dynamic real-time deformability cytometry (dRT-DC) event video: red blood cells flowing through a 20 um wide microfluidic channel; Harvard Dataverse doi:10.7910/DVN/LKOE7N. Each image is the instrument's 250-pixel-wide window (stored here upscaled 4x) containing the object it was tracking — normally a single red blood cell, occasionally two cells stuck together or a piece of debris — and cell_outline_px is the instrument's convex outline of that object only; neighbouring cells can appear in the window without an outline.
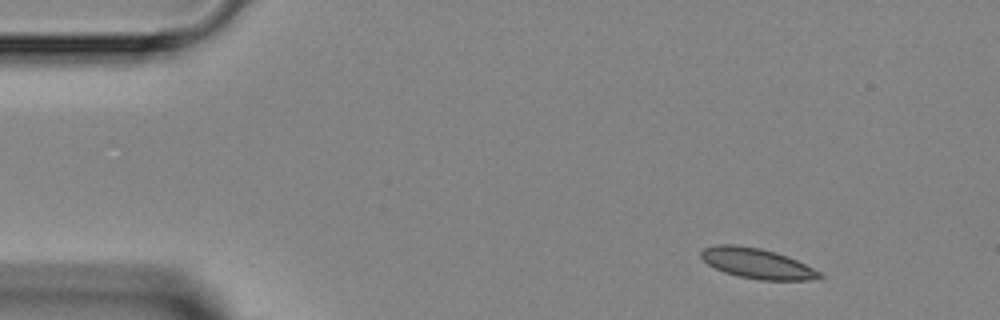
{"species": "Egyptian fruit bat (a non-hibernating species)", "species_latin": "Rousettus aegyptiacus", "temperature_condition": "room temperature", "stored_images_in_passage": 3, "camera_frame_rate_fps": 3000, "um_per_image_px": 0.085, "animal": {"sex": "female"}, "frame": {"image": 1, "passage_image": 1, "time_ms": 0.0, "image_size_px": [1000, 320], "cell_outline_px": [[824, 276], [820, 280], [760, 280], [736, 276], [724, 272], [708, 264], [700, 256], [700, 252], [704, 248], [716, 244], [732, 244], [760, 248], [776, 252], [796, 260], [820, 272]], "centroid_in_image_um": [64.35, 22.4], "position_along_channel_um": 20.7, "area_um2": 20.92}}